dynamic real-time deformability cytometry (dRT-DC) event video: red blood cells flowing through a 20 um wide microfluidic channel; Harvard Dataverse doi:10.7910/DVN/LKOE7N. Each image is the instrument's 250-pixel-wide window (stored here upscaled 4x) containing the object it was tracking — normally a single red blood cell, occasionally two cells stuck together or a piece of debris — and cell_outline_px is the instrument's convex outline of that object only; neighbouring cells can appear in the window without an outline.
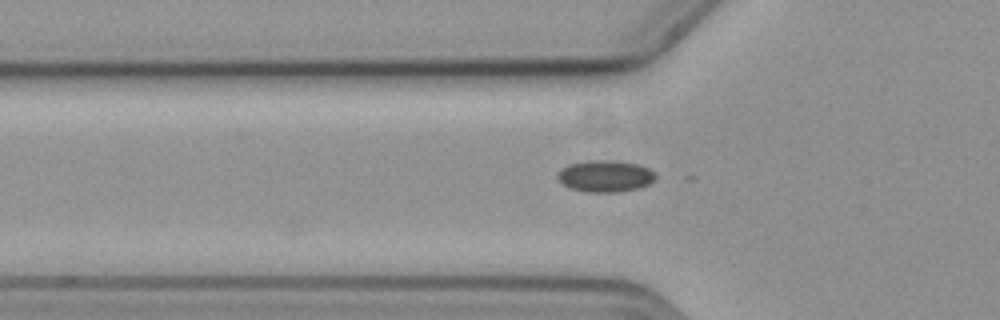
{"species": "common noctule bat (a hibernating species)", "species_latin": "Nyctalus noctula", "temperature_condition": "cold", "stored_images_in_passage": 31, "camera_frame_rate_fps": 3000, "um_per_image_px": 0.085, "animal": {"sex": "female", "body_mass_g": 19.3, "forearm_length_mm": 54.1}, "frame": {"image": 1, "passage_image": 4, "time_ms": 1.0, "image_size_px": [1000, 320], "cell_outline_px": [[656, 176], [648, 184], [636, 188], [616, 192], [588, 192], [572, 188], [564, 184], [556, 176], [568, 164], [588, 160], [612, 160], [636, 164], [648, 168]], "centroid_in_image_um": [51.43, 14.96], "position_along_channel_um": 74.4, "area_um2": 17.63}}
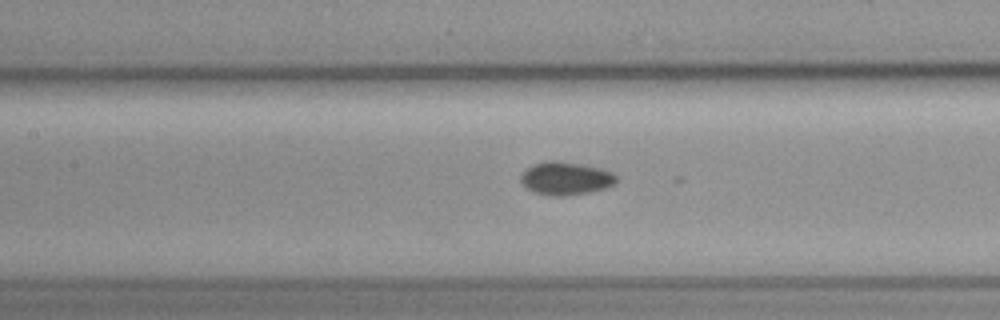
{"frame": {"image": 2, "passage_image": 11, "time_ms": 3.333, "image_size_px": [1000, 320], "cell_outline_px": [[616, 180], [612, 184], [604, 188], [592, 192], [564, 196], [548, 196], [536, 192], [528, 188], [520, 180], [520, 176], [532, 164], [552, 160], [556, 160], [596, 168], [612, 172], [616, 176]], "centroid_in_image_um": [48.06, 15.18], "position_along_channel_um": 159.3, "area_um2": 17.98}}
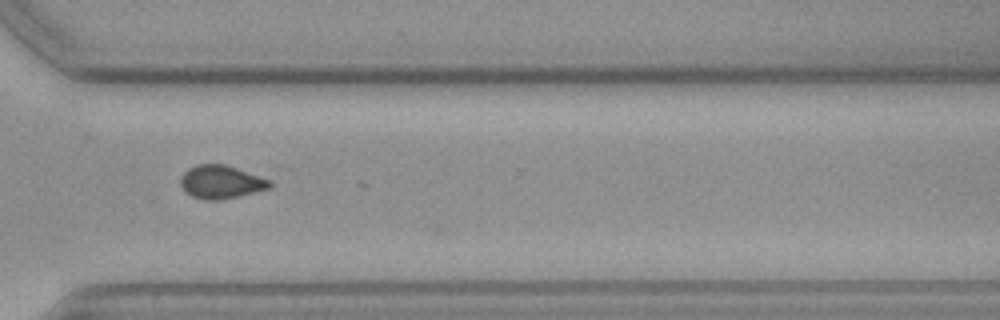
{"frame": {"image": 3, "passage_image": 27, "time_ms": 8.667, "image_size_px": [1000, 320], "cell_outline_px": [[272, 184], [268, 188], [220, 200], [204, 200], [192, 196], [184, 192], [180, 184], [180, 176], [188, 168], [196, 164], [228, 164], [272, 180]], "centroid_in_image_um": [18.75, 15.44], "position_along_channel_um": 351.8, "area_um2": 17.46}, "authors_computed_cell_mechanics": {"area_um2": 17.4556, "velocity_mm_per_s": 3.6121, "shape_relaxation_time_tau1_ms": null, "shape_relaxation_time_tau2_ms": 9.947, "deformation_change_tau1": null, "deformation_change_tau2": 0.1178}}